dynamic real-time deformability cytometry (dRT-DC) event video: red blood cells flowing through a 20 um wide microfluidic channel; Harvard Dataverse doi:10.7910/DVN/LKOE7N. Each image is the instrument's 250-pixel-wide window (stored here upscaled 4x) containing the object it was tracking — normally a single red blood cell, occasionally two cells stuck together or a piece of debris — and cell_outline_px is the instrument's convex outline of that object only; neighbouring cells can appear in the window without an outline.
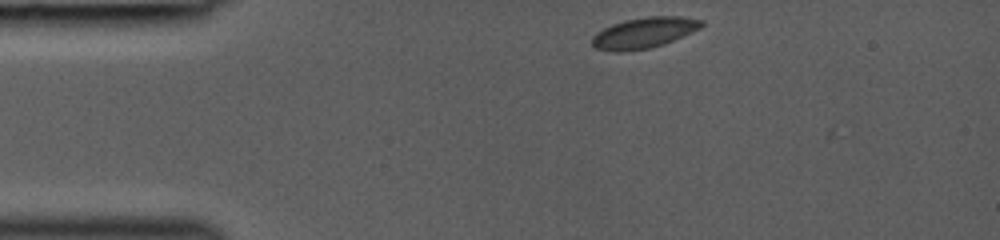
{"species": "common noctule bat (a hibernating species)", "species_latin": "Nyctalus noctula", "temperature_condition": "room temperature", "stored_images_in_passage": 6, "camera_frame_rate_fps": 3000, "um_per_image_px": 0.085, "animal": {"sex": "female", "body_mass_g": 19.0, "forearm_length_mm": 53.3}, "frame": {"image": 1, "passage_image": 1, "time_ms": 0.0, "image_size_px": [1000, 240], "cell_outline_px": [[704, 24], [700, 28], [692, 32], [664, 44], [648, 48], [620, 52], [612, 52], [596, 48], [592, 44], [592, 36], [596, 32], [612, 24], [624, 20], [648, 16], [680, 16], [704, 20]], "centroid_in_image_um": [54.74, 2.78], "position_along_channel_um": 30.3, "area_um2": 19.65}}